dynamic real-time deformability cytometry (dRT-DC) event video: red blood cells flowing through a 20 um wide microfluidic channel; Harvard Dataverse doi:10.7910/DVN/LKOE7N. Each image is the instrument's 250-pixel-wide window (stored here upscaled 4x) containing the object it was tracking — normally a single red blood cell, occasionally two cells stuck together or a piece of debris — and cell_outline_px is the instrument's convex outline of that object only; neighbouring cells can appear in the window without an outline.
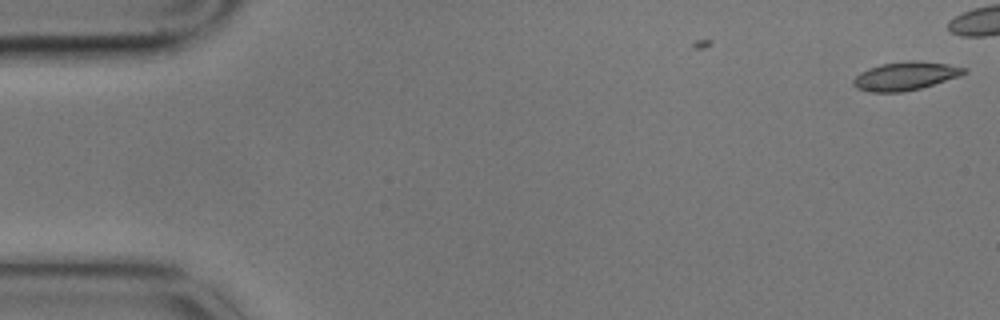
{"species": "common noctule bat (a hibernating species)", "species_latin": "Nyctalus noctula", "temperature_condition": "cold", "stored_images_in_passage": 2, "camera_frame_rate_fps": 3000, "um_per_image_px": 0.085, "animal": {"sex": "male", "body_mass_g": 17.9}, "frame": {"image": 1, "passage_image": 2, "time_ms": 0.333, "image_size_px": [1000, 320], "cell_outline_px": [[968, 72], [960, 76], [920, 88], [904, 92], [868, 92], [856, 88], [852, 84], [852, 80], [860, 72], [868, 68], [880, 64], [908, 60], [920, 60], [948, 64], [968, 68]], "centroid_in_image_um": [76.95, 6.45], "position_along_channel_um": 8.0, "area_um2": 18.61}}